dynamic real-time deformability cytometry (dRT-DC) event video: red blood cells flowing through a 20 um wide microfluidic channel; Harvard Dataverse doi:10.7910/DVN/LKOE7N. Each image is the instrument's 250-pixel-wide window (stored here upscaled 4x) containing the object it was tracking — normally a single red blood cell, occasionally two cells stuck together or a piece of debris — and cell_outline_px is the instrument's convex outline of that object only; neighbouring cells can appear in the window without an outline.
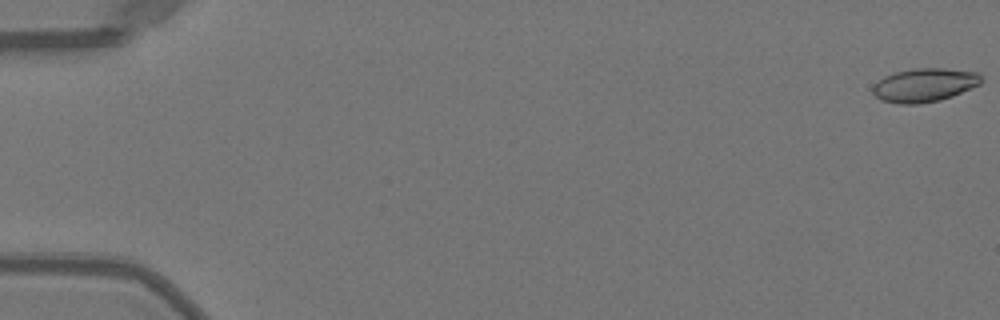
{"species": "Egyptian fruit bat (a non-hibernating species)", "species_latin": "Rousettus aegyptiacus", "temperature_condition": "warm", "stored_images_in_passage": 52, "camera_frame_rate_fps": 3000, "um_per_image_px": 0.085, "animal": {"sex": "female"}, "frame": {"image": 1, "passage_image": 1, "time_ms": 0.0, "image_size_px": [1000, 320], "cell_outline_px": [[984, 80], [980, 84], [952, 96], [940, 100], [920, 104], [900, 104], [880, 100], [872, 92], [872, 88], [884, 76], [896, 72], [912, 68], [944, 68], [980, 72], [984, 76]], "centroid_in_image_um": [78.62, 7.22], "position_along_channel_um": 6.4, "area_um2": 21.44}}
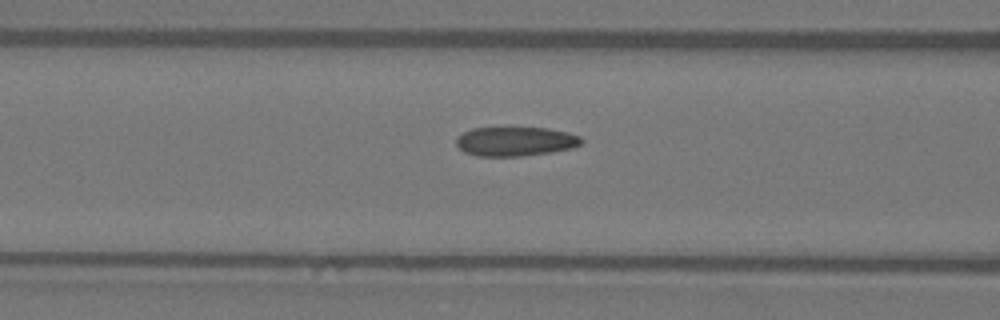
{"frame": {"image": 2, "passage_image": 22, "time_ms": 7.0, "image_size_px": [1000, 320], "cell_outline_px": [[584, 140], [580, 144], [572, 148], [548, 152], [520, 156], [476, 156], [464, 152], [456, 144], [456, 136], [472, 128], [548, 128], [568, 132], [580, 136]], "centroid_in_image_um": [43.79, 12.01], "position_along_channel_um": 122.8, "area_um2": 21.27}}
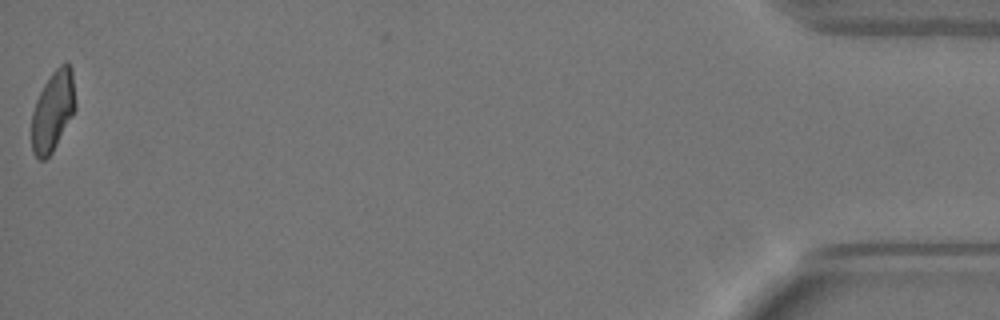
{"frame": {"image": 3, "passage_image": 52, "time_ms": 17.0, "image_size_px": [1000, 320], "cell_outline_px": [[76, 108], [72, 116], [52, 152], [44, 160], [40, 160], [32, 152], [32, 112], [36, 100], [44, 84], [52, 72], [60, 64], [68, 64], [72, 68], [76, 104]], "centroid_in_image_um": [4.5, 9.42], "position_along_channel_um": 430.7, "area_um2": 20.35}, "authors_computed_cell_mechanics": {"area_um2": 21.5305, "velocity_mm_per_s": 4.0088, "shape_relaxation_time_tau1_ms": null, "shape_relaxation_time_tau2_ms": 1.4257, "deformation_change_tau1": null, "deformation_change_tau2": 0.0749}}